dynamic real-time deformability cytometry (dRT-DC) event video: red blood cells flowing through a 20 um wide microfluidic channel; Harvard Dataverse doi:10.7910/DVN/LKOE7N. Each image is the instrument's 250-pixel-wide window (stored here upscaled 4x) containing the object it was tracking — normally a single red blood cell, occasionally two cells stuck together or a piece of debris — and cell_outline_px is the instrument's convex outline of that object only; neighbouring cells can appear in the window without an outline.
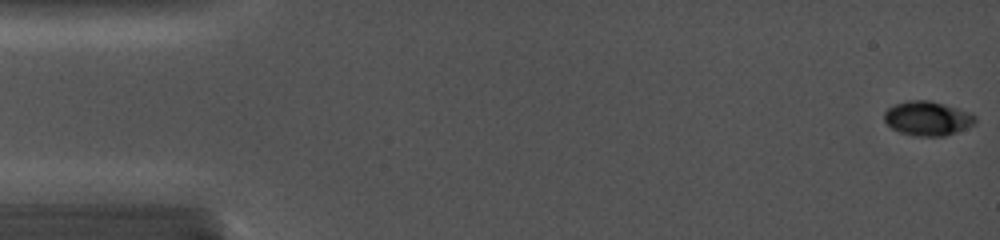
{"species": "common noctule bat (a hibernating species)", "species_latin": "Nyctalus noctula", "temperature_condition": "cold", "stored_images_in_passage": 68, "camera_frame_rate_fps": 5000, "um_per_image_px": 0.085, "animal": {"sex": "female", "body_mass_g": 19.0, "forearm_length_mm": 56.7}, "frame": {"image": 1, "passage_image": 1, "time_ms": 0.0, "image_size_px": [1000, 240], "cell_outline_px": [[976, 120], [972, 124], [956, 132], [944, 136], [916, 136], [900, 132], [892, 128], [884, 120], [884, 112], [888, 108], [896, 104], [908, 100], [928, 100], [972, 112], [976, 116]], "centroid_in_image_um": [78.83, 10.06], "position_along_channel_um": 6.2, "area_um2": 18.03}}
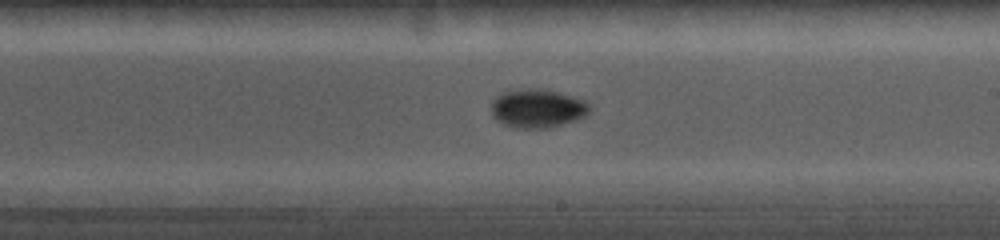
{"frame": {"image": 2, "passage_image": 45, "time_ms": 9.4, "image_size_px": [1000, 240], "cell_outline_px": [[592, 108], [584, 116], [576, 120], [548, 128], [516, 128], [504, 124], [496, 120], [492, 116], [492, 100], [496, 96], [504, 92], [532, 88], [540, 88], [560, 92], [584, 100]], "centroid_in_image_um": [45.68, 9.21], "position_along_channel_um": 243.3, "area_um2": 22.14}}
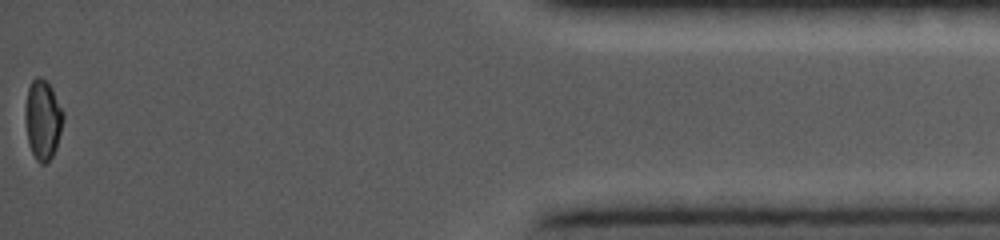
{"frame": {"image": 3, "passage_image": 68, "time_ms": 15.6, "image_size_px": [1000, 240], "cell_outline_px": [[64, 120], [56, 148], [52, 156], [44, 164], [40, 164], [36, 160], [28, 144], [24, 116], [24, 108], [28, 88], [32, 80], [36, 76], [40, 76], [52, 88], [64, 112]], "centroid_in_image_um": [3.63, 10.16], "position_along_channel_um": 431.6, "area_um2": 17.86}}